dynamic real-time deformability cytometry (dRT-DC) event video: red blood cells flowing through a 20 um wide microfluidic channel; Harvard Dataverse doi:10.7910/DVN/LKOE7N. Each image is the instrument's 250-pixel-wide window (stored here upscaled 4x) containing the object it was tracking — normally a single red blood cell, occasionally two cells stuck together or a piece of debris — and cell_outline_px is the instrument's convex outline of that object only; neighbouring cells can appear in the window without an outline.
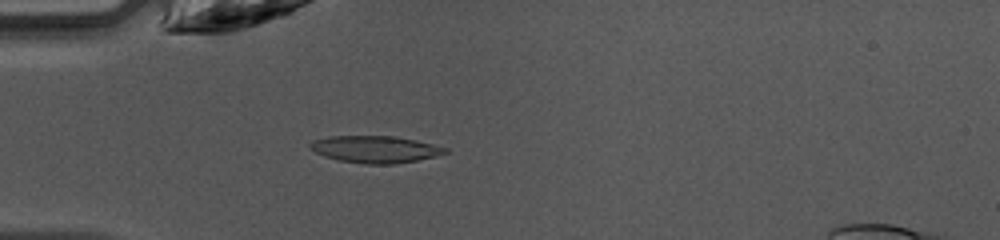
{"species": "common noctule bat (a hibernating species)", "species_latin": "Nyctalus noctula", "temperature_condition": "warm", "stored_images_in_passage": 48, "camera_frame_rate_fps": 3000, "um_per_image_px": 0.085, "animal": {"sex": "female", "body_mass_g": 10.0, "forearm_length_mm": 53.1}, "frame": {"image": 1, "passage_image": 14, "time_ms": 4.333, "image_size_px": [1000, 240], "cell_outline_px": [[448, 152], [436, 156], [396, 164], [364, 164], [336, 160], [324, 156], [308, 148], [308, 144], [312, 140], [328, 136], [396, 136], [416, 140], [448, 148]], "centroid_in_image_um": [31.85, 12.69], "position_along_channel_um": 53.1, "area_um2": 21.44}}
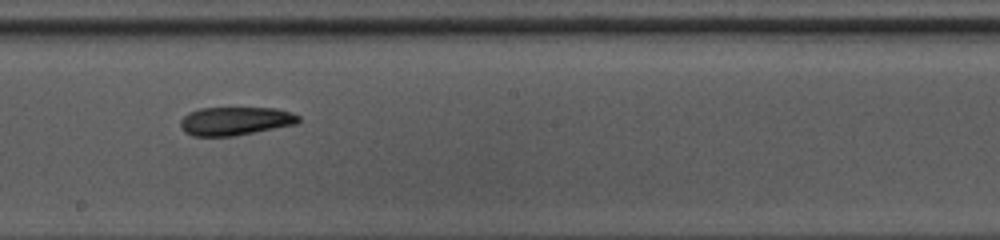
{"frame": {"image": 2, "passage_image": 27, "time_ms": 8.667, "image_size_px": [1000, 240], "cell_outline_px": [[300, 120], [296, 124], [232, 136], [192, 136], [184, 132], [180, 128], [180, 120], [188, 112], [200, 108], [276, 108], [292, 112], [300, 116]], "centroid_in_image_um": [19.97, 10.28], "position_along_channel_um": 228.2, "area_um2": 19.59}}
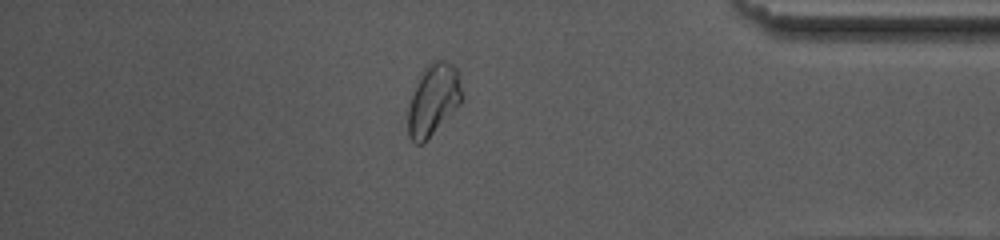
{"frame": {"image": 3, "passage_image": 41, "time_ms": 13.333, "image_size_px": [1000, 240], "cell_outline_px": [[460, 104], [424, 144], [416, 144], [408, 136], [408, 108], [416, 80], [424, 68], [432, 60], [444, 60], [452, 64], [456, 68], [460, 88]], "centroid_in_image_um": [36.78, 8.5], "position_along_channel_um": 398.4, "area_um2": 22.31}}